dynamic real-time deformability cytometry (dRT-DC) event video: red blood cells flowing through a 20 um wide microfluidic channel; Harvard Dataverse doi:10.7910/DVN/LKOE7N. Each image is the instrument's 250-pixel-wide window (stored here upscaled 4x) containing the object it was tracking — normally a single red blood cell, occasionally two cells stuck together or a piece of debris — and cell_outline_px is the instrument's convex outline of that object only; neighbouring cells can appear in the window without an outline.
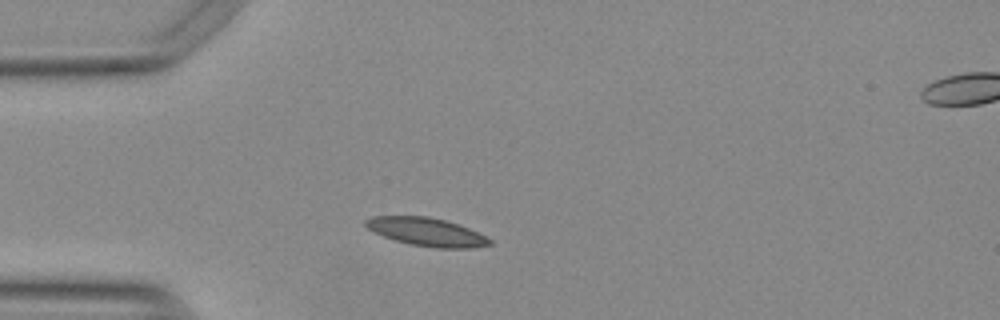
{"species": "Egyptian fruit bat (a non-hibernating species)", "species_latin": "Rousettus aegyptiacus", "temperature_condition": "warm", "stored_images_in_passage": 6, "camera_frame_rate_fps": 3000, "um_per_image_px": 0.085, "animal": {"sex": "female"}, "frame": {"image": 1, "passage_image": 1, "time_ms": 0.0, "image_size_px": [1000, 320], "cell_outline_px": [[492, 244], [476, 248], [436, 248], [412, 244], [396, 240], [384, 236], [368, 228], [364, 224], [364, 220], [372, 216], [428, 216], [444, 220], [468, 228], [492, 240]], "centroid_in_image_um": [36.27, 19.71], "position_along_channel_um": 48.7, "area_um2": 20.11}}
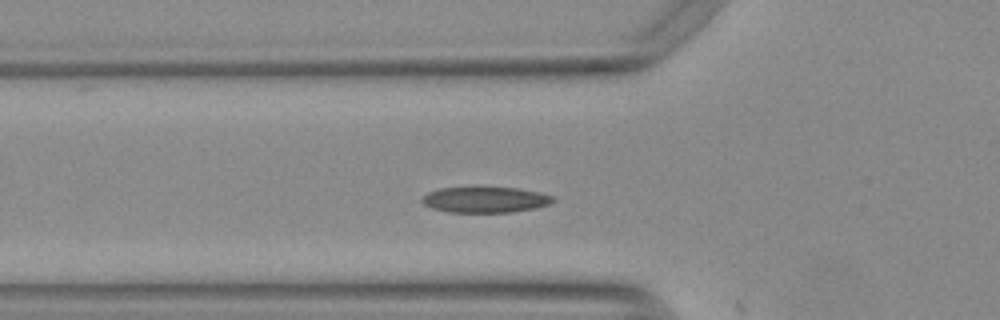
{"frame": {"image": 2, "passage_image": 5, "time_ms": 1.333, "image_size_px": [1000, 320], "cell_outline_px": [[556, 200], [552, 204], [536, 208], [512, 212], [448, 212], [432, 208], [424, 204], [420, 200], [428, 192], [440, 188], [516, 188], [536, 192], [552, 196]], "centroid_in_image_um": [41.26, 16.99], "position_along_channel_um": 84.5, "area_um2": 19.48}}